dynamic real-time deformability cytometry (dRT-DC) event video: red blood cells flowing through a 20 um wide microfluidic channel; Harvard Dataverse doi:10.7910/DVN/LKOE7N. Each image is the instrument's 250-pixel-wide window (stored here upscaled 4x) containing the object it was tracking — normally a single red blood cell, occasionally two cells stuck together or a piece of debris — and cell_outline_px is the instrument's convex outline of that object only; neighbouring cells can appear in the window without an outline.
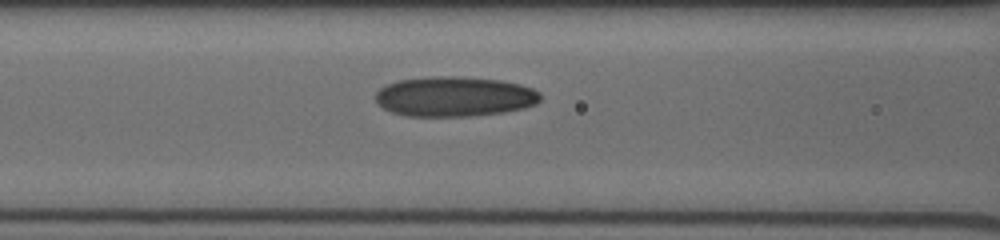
{"species": "human", "species_latin": "Homo sapiens", "temperature_condition": "cold", "stored_images_in_passage": 41, "camera_frame_rate_fps": 3000, "um_per_image_px": 0.085, "donor": {"sex": "male"}, "frame": {"image": 1, "passage_image": 19, "time_ms": 6.0, "image_size_px": [1000, 240], "cell_outline_px": [[540, 100], [536, 104], [524, 108], [504, 112], [468, 116], [408, 116], [392, 112], [384, 108], [376, 100], [376, 92], [380, 88], [388, 84], [400, 80], [432, 76], [456, 76], [500, 80], [520, 84], [532, 88], [540, 92]], "centroid_in_image_um": [38.65, 8.2], "position_along_channel_um": 127.9, "area_um2": 38.32}}
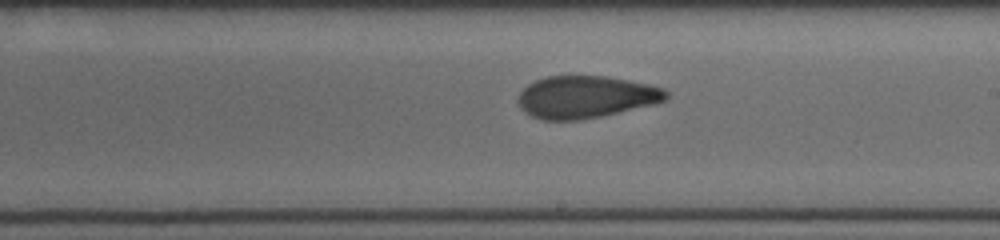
{"frame": {"image": 2, "passage_image": 27, "time_ms": 8.667, "image_size_px": [1000, 240], "cell_outline_px": [[668, 100], [656, 104], [600, 116], [580, 120], [544, 120], [532, 116], [524, 112], [520, 108], [516, 100], [520, 92], [528, 84], [536, 80], [548, 76], [608, 76], [648, 84], [664, 88], [668, 92]], "centroid_in_image_um": [49.8, 8.24], "position_along_channel_um": 239.2, "area_um2": 36.65}}
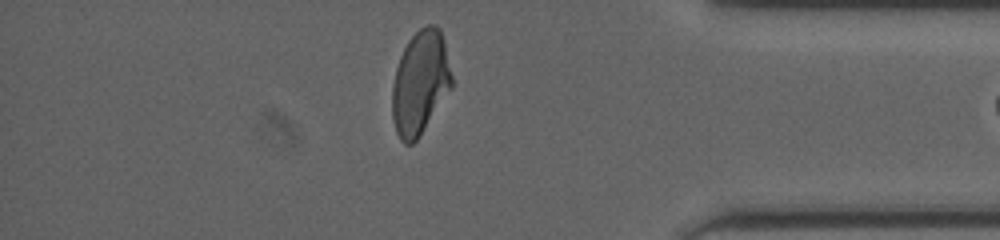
{"frame": {"image": 3, "passage_image": 40, "time_ms": 13.0, "image_size_px": [1000, 240], "cell_outline_px": [[452, 88], [416, 140], [412, 144], [404, 144], [400, 140], [396, 132], [392, 116], [392, 88], [396, 68], [400, 56], [408, 40], [420, 28], [428, 24], [436, 24], [440, 28], [452, 76]], "centroid_in_image_um": [35.7, 7.03], "position_along_channel_um": 399.5, "area_um2": 35.78}}